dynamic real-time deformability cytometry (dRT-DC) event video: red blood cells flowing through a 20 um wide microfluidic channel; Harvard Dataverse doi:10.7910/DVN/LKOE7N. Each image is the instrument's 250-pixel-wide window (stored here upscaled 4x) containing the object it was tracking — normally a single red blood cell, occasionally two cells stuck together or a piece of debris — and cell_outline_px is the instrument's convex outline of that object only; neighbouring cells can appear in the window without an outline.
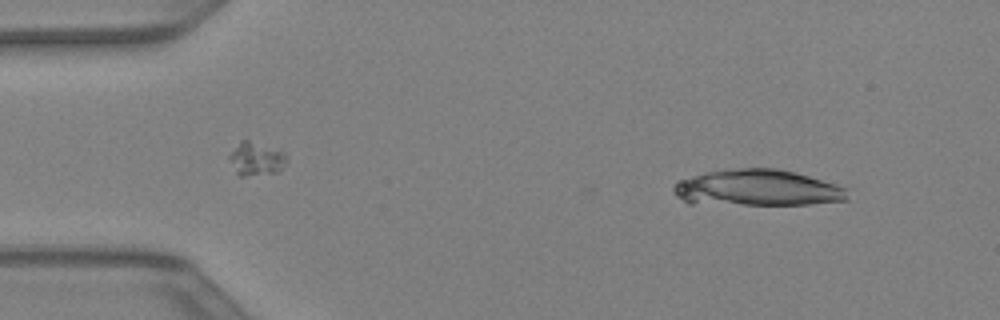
{"species": "Egyptian fruit bat (a non-hibernating species)", "species_latin": "Rousettus aegyptiacus", "temperature_condition": "warm", "stored_images_in_passage": 11, "camera_frame_rate_fps": 3000, "um_per_image_px": 0.085, "animal": {"sex": "female"}, "frame": {"image": 1, "passage_image": 4, "time_ms": 1.0, "image_size_px": [1000, 320], "cell_outline_px": [[848, 200], [812, 204], [688, 204], [676, 196], [672, 188], [680, 180], [704, 172], [740, 168], [776, 168], [796, 172], [836, 184], [848, 188]], "centroid_in_image_um": [64.38, 15.98], "position_along_channel_um": 20.6, "area_um2": 36.99}}